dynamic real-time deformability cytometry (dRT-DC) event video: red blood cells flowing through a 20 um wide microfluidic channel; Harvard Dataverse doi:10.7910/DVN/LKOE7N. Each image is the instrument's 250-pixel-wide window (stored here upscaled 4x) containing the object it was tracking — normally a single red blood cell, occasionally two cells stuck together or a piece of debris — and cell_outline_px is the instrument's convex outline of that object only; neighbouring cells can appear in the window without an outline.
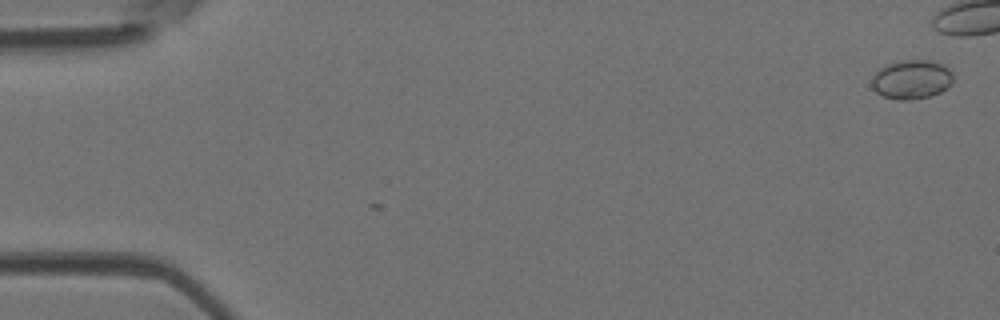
{"species": "Egyptian fruit bat (a non-hibernating species)", "species_latin": "Rousettus aegyptiacus", "temperature_condition": "room temperature", "stored_images_in_passage": 2, "camera_frame_rate_fps": 3000, "um_per_image_px": 0.085, "animal": {"sex": "female"}, "frame": {"image": 1, "passage_image": 1, "time_ms": 0.0, "image_size_px": [1000, 320], "cell_outline_px": [[952, 80], [940, 92], [928, 96], [908, 100], [896, 100], [884, 96], [876, 92], [872, 88], [872, 76], [880, 68], [888, 64], [900, 60], [932, 60], [944, 64], [952, 72]], "centroid_in_image_um": [77.46, 6.74], "position_along_channel_um": 7.5, "area_um2": 18.44}}